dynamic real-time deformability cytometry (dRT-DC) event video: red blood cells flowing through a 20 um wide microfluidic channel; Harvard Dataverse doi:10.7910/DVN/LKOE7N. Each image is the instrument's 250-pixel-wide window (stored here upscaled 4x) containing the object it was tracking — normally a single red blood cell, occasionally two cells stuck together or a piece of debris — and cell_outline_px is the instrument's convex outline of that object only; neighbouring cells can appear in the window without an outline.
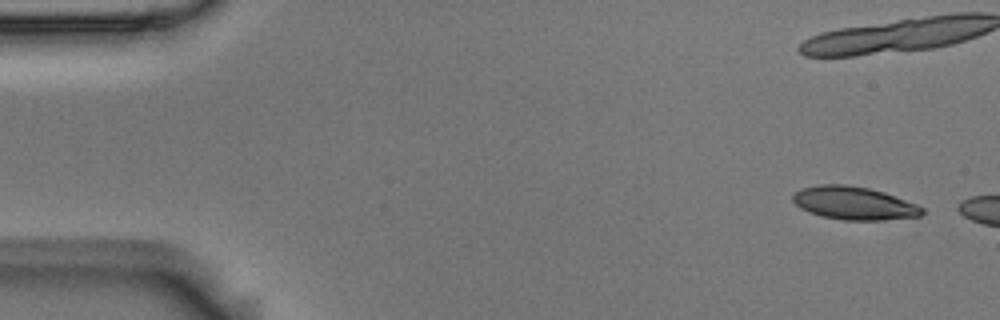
{"species": "Egyptian fruit bat (a non-hibernating species)", "species_latin": "Rousettus aegyptiacus", "temperature_condition": "room temperature", "stored_images_in_passage": 3, "camera_frame_rate_fps": 3000, "um_per_image_px": 0.085, "animal": {"sex": "male"}, "frame": {"image": 1, "passage_image": 1, "time_ms": 0.0, "image_size_px": [1000, 320], "cell_outline_px": [[924, 212], [920, 216], [880, 220], [844, 220], [820, 216], [808, 212], [800, 208], [792, 200], [792, 196], [800, 188], [820, 184], [844, 184], [868, 188], [884, 192], [916, 204], [924, 208]], "centroid_in_image_um": [72.56, 17.27], "position_along_channel_um": 12.4, "area_um2": 24.91}}